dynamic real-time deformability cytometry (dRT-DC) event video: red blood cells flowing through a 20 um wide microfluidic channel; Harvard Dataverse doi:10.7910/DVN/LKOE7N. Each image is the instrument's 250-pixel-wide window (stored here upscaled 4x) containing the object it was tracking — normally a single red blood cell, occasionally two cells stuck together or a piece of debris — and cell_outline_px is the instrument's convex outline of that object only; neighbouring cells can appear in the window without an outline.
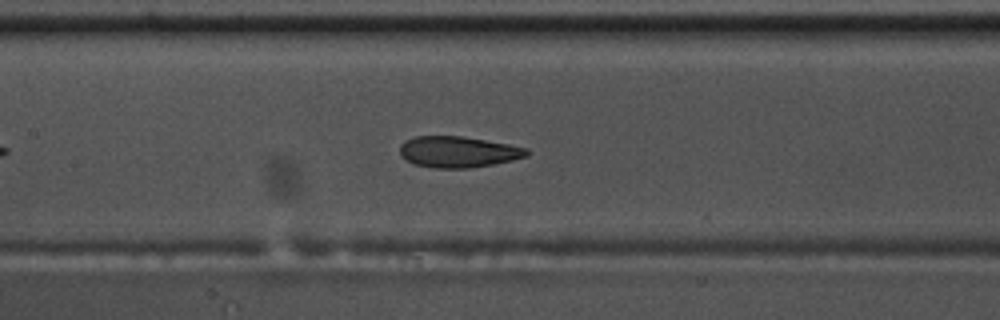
{"species": "common noctule bat (a hibernating species)", "species_latin": "Nyctalus noctula", "temperature_condition": "warm", "stored_images_in_passage": 30, "camera_frame_rate_fps": 3000, "um_per_image_px": 0.085, "animal": {"sex": "male", "body_mass_g": 17.5, "forearm_length_mm": 52.3}, "frame": {"image": 1, "passage_image": 14, "time_ms": 4.333, "image_size_px": [1000, 320], "cell_outline_px": [[528, 156], [512, 160], [472, 168], [436, 168], [412, 164], [404, 160], [400, 156], [400, 144], [404, 140], [416, 136], [460, 136], [508, 144], [528, 148]], "centroid_in_image_um": [38.89, 12.91], "position_along_channel_um": 168.5, "area_um2": 23.12}}
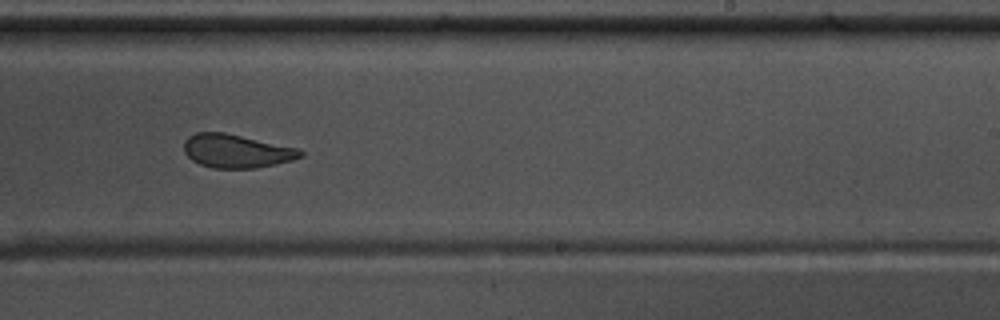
{"frame": {"image": 2, "passage_image": 22, "time_ms": 7.0, "image_size_px": [1000, 320], "cell_outline_px": [[304, 156], [292, 160], [256, 168], [212, 168], [200, 164], [192, 160], [184, 152], [184, 140], [188, 136], [196, 132], [224, 132], [296, 148], [304, 152]], "centroid_in_image_um": [20.06, 12.84], "position_along_channel_um": 268.9, "area_um2": 22.6}}
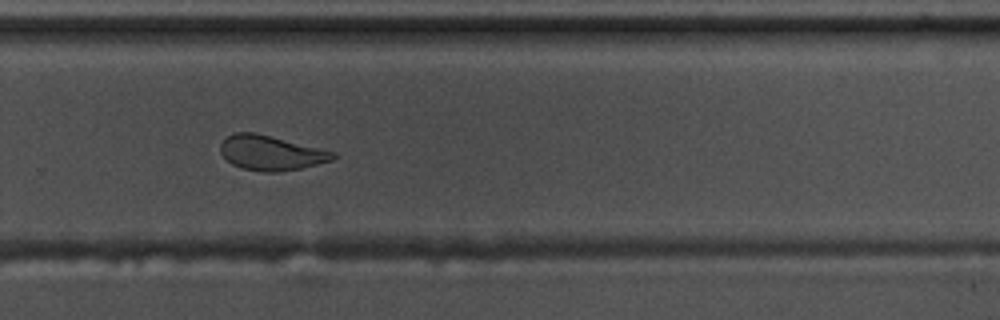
{"frame": {"image": 3, "passage_image": 25, "time_ms": 8.0, "image_size_px": [1000, 320], "cell_outline_px": [[336, 156], [332, 160], [300, 168], [280, 172], [264, 172], [244, 168], [232, 164], [220, 152], [220, 144], [228, 136], [236, 132], [256, 132], [336, 152]], "centroid_in_image_um": [23.03, 12.99], "position_along_channel_um": 306.8, "area_um2": 22.6}}